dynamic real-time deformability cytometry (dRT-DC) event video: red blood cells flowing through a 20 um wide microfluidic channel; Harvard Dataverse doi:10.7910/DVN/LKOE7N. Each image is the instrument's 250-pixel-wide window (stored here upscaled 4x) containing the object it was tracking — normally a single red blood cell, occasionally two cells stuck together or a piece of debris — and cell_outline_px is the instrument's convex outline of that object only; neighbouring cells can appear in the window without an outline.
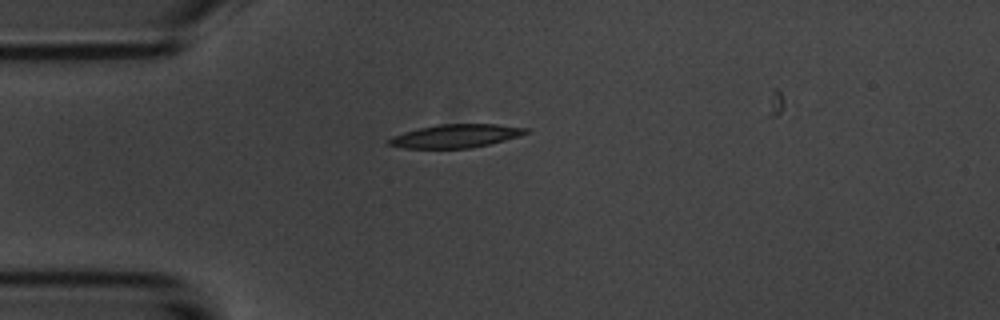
{"species": "common noctule bat (a hibernating species)", "species_latin": "Nyctalus noctula", "temperature_condition": "room temperature", "stored_images_in_passage": 2, "camera_frame_rate_fps": 3000, "um_per_image_px": 0.085, "animal": {"sex": "male", "body_mass_g": 20.1, "forearm_length_mm": 53.5}, "frame": {"image": 1, "passage_image": 1, "time_ms": 0.0, "image_size_px": [1000, 320], "cell_outline_px": [[532, 132], [520, 136], [488, 144], [468, 148], [404, 148], [388, 144], [388, 140], [392, 136], [404, 132], [420, 128], [440, 124], [496, 124], [528, 128]], "centroid_in_image_um": [38.78, 11.55], "position_along_channel_um": 46.2, "area_um2": 18.5}}